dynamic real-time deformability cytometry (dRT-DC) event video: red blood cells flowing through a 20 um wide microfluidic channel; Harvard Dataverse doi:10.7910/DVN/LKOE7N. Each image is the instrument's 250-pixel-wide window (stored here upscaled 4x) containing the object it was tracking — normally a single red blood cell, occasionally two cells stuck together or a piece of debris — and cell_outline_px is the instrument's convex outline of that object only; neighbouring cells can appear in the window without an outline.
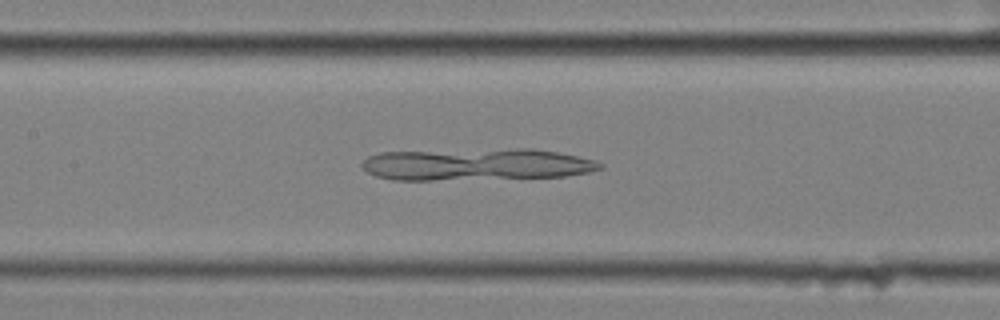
{"species": "common noctule bat (a hibernating species)", "species_latin": "Nyctalus noctula", "temperature_condition": "cold", "stored_images_in_passage": 56, "camera_frame_rate_fps": 3000, "um_per_image_px": 0.085, "animal": {"sex": "female", "body_mass_g": 25.1}, "frame": {"image": 1, "passage_image": 26, "time_ms": 8.333, "image_size_px": [1000, 320], "cell_outline_px": [[604, 168], [588, 172], [564, 176], [432, 180], [392, 180], [376, 176], [368, 172], [360, 164], [368, 156], [380, 152], [516, 148], [532, 148], [556, 152], [596, 160], [604, 164]], "centroid_in_image_um": [40.48, 13.96], "position_along_channel_um": 166.9, "area_um2": 44.39}}
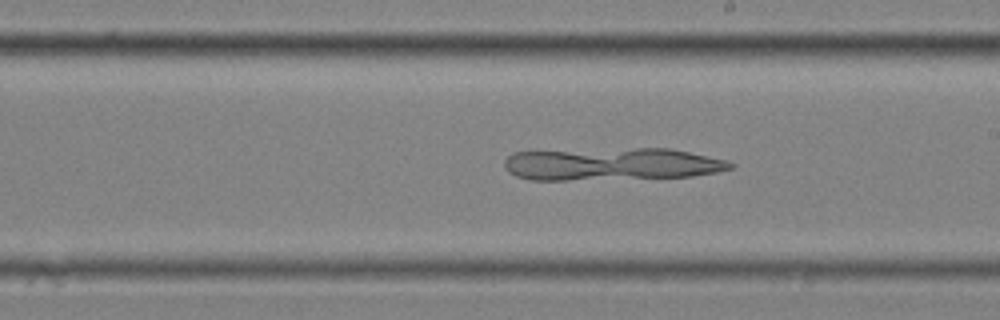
{"frame": {"image": 2, "passage_image": 32, "time_ms": 10.333, "image_size_px": [1000, 320], "cell_outline_px": [[736, 164], [732, 168], [716, 172], [692, 176], [568, 180], [532, 180], [516, 176], [508, 172], [504, 168], [504, 160], [508, 156], [516, 152], [632, 148], [672, 148], [728, 160]], "centroid_in_image_um": [52.02, 13.94], "position_along_channel_um": 237.0, "area_um2": 42.83}}
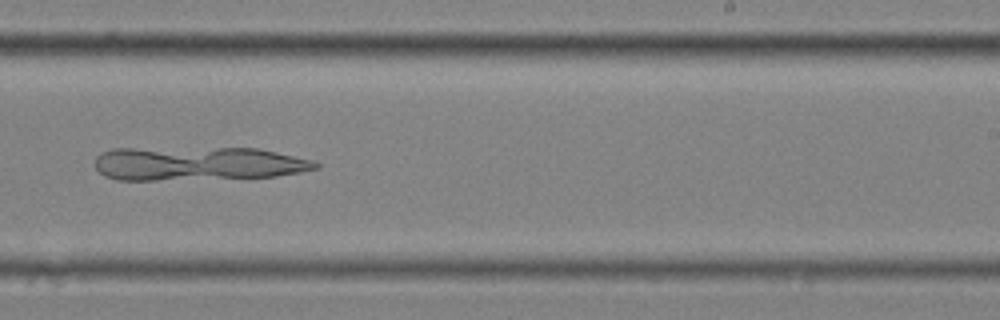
{"frame": {"image": 3, "passage_image": 35, "time_ms": 11.333, "image_size_px": [1000, 320], "cell_outline_px": [[320, 168], [300, 172], [276, 176], [156, 180], [116, 180], [104, 176], [96, 168], [96, 156], [112, 148], [256, 148], [276, 152], [312, 160], [320, 164]], "centroid_in_image_um": [16.79, 13.9], "position_along_channel_um": 272.2, "area_um2": 43.29}}